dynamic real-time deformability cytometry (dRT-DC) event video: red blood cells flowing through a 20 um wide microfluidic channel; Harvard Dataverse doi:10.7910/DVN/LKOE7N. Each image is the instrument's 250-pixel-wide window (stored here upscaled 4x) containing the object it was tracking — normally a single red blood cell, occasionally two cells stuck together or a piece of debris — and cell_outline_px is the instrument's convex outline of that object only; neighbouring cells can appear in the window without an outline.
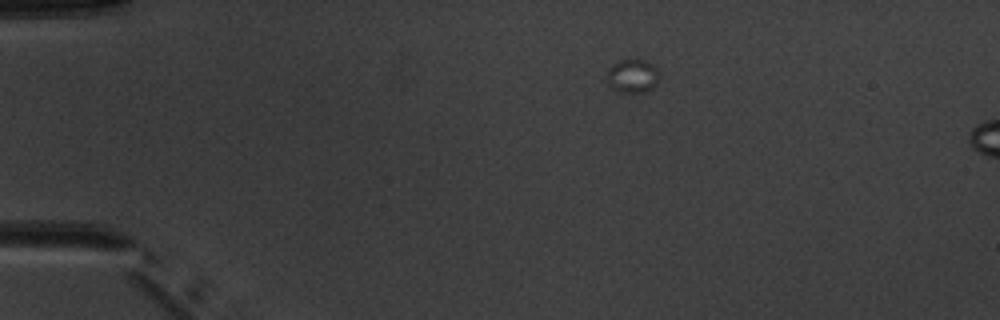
{"species": "common noctule bat (a hibernating species)", "species_latin": "Nyctalus noctula", "temperature_condition": "warm", "stored_images_in_passage": 6, "camera_frame_rate_fps": 3000, "um_per_image_px": 0.085, "animal": {"sex": "male", "body_mass_g": 20.1, "forearm_length_mm": 53.5}, "frame": {"image": 1, "passage_image": 3, "time_ms": 19.0, "image_size_px": [1000, 320], "cell_outline_px": [[660, 76], [656, 84], [652, 88], [644, 92], [620, 92], [612, 88], [608, 84], [604, 76], [608, 68], [612, 64], [620, 60], [644, 60], [652, 64], [660, 72]], "centroid_in_image_um": [53.73, 6.46], "position_along_channel_um": 31.3, "area_um2": 10.46}}